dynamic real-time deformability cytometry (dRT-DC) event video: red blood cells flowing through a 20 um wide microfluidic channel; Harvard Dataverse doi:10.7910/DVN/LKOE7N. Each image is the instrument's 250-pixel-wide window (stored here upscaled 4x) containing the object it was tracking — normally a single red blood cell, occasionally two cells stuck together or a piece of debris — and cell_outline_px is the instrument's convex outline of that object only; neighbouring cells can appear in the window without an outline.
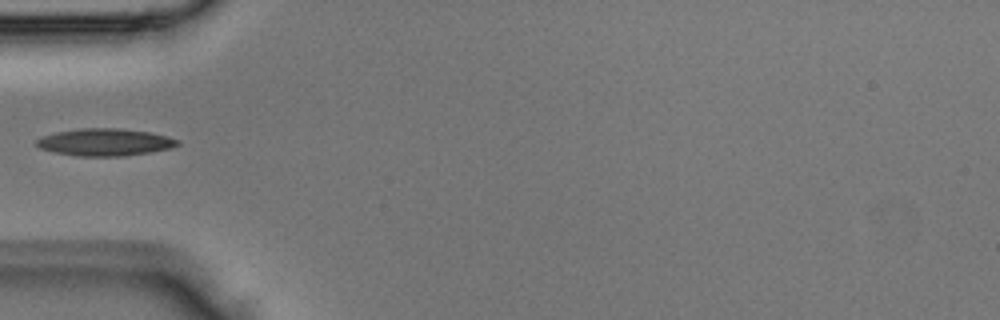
{"species": "Egyptian fruit bat (a non-hibernating species)", "species_latin": "Rousettus aegyptiacus", "temperature_condition": "room temperature", "stored_images_in_passage": 4, "camera_frame_rate_fps": 3000, "um_per_image_px": 0.085, "animal": {"sex": "male"}, "frame": {"image": 1, "passage_image": 4, "time_ms": 1.0, "image_size_px": [1000, 320], "cell_outline_px": [[180, 144], [172, 148], [124, 156], [76, 156], [56, 152], [40, 148], [36, 144], [36, 140], [40, 136], [56, 132], [80, 128], [116, 128], [152, 132], [168, 136], [180, 140]], "centroid_in_image_um": [8.94, 12.08], "position_along_channel_um": 76.1, "area_um2": 22.48}}